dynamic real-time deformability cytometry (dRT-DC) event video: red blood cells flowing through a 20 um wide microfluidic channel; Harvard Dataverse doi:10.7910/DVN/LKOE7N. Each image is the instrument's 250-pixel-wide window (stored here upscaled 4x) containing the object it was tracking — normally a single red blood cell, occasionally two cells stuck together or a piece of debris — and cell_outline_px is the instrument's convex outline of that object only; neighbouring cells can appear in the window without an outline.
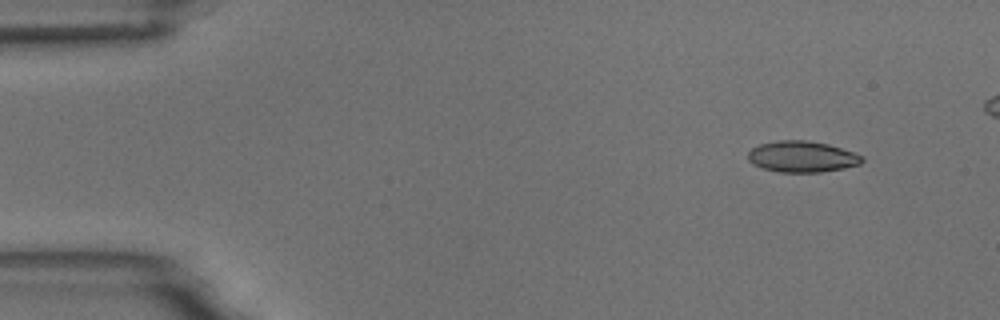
{"species": "common noctule bat (a hibernating species)", "species_latin": "Nyctalus noctula", "temperature_condition": "room temperature", "stored_images_in_passage": 3, "camera_frame_rate_fps": 3000, "um_per_image_px": 0.085, "animal": {"sex": "male", "body_mass_g": 18.8}, "frame": {"image": 1, "passage_image": 1, "time_ms": 0.0, "image_size_px": [1000, 320], "cell_outline_px": [[864, 160], [860, 164], [844, 168], [820, 172], [780, 172], [764, 168], [752, 164], [748, 160], [748, 152], [752, 148], [760, 144], [776, 140], [804, 140], [828, 144], [864, 156]], "centroid_in_image_um": [68.16, 13.31], "position_along_channel_um": 16.8, "area_um2": 20.63}}